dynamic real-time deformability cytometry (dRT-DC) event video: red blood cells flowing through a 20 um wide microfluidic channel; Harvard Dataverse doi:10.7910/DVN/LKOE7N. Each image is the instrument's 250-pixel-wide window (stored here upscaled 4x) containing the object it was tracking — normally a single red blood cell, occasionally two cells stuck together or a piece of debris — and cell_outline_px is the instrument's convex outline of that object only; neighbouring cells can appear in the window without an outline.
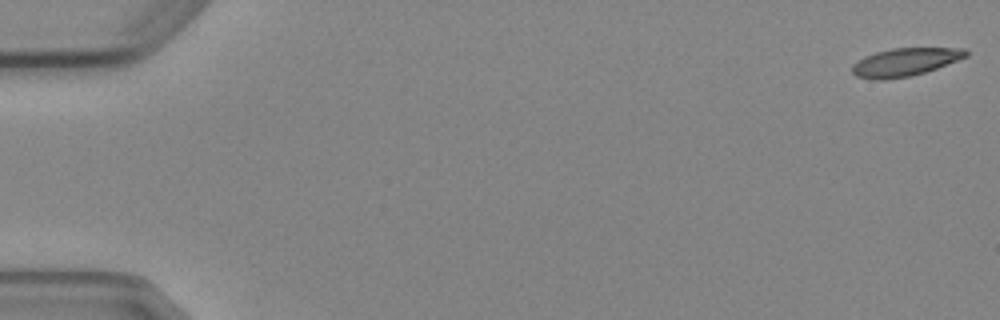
{"species": "Egyptian fruit bat (a non-hibernating species)", "species_latin": "Rousettus aegyptiacus", "temperature_condition": "cold", "stored_images_in_passage": 8, "camera_frame_rate_fps": 3000, "um_per_image_px": 0.085, "animal": {"sex": "female"}, "frame": {"image": 1, "passage_image": 1, "time_ms": 0.0, "image_size_px": [1000, 320], "cell_outline_px": [[968, 56], [936, 68], [924, 72], [908, 76], [884, 80], [876, 80], [856, 76], [852, 72], [852, 64], [864, 56], [876, 52], [892, 48], [964, 48], [968, 52]], "centroid_in_image_um": [76.9, 5.27], "position_along_channel_um": 8.1, "area_um2": 18.44}}
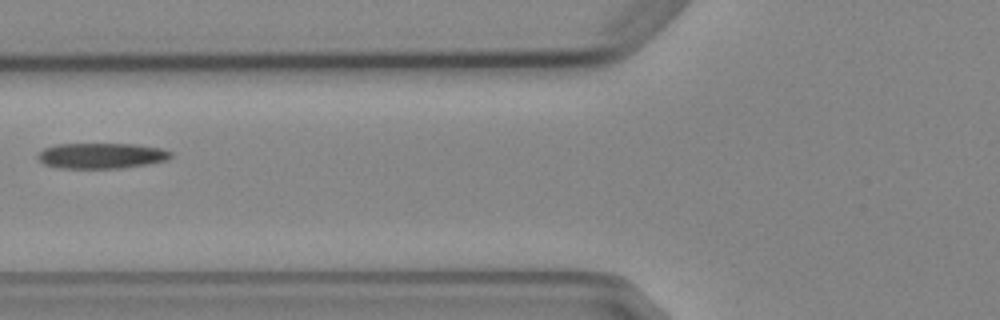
{"frame": {"image": 2, "passage_image": 6, "time_ms": 7.0, "image_size_px": [1000, 320], "cell_outline_px": [[172, 156], [164, 160], [148, 164], [120, 168], [56, 168], [44, 164], [36, 156], [44, 148], [56, 144], [136, 144], [160, 148], [172, 152]], "centroid_in_image_um": [8.59, 13.23], "position_along_channel_um": 117.2, "area_um2": 19.77}}
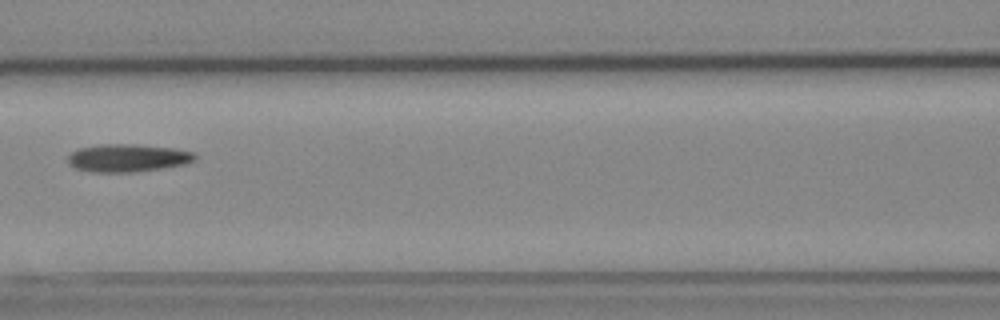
{"frame": {"image": 3, "passage_image": 7, "time_ms": 8.0, "image_size_px": [1000, 320], "cell_outline_px": [[196, 160], [184, 164], [160, 168], [132, 172], [92, 172], [72, 168], [68, 164], [68, 156], [72, 152], [80, 148], [100, 144], [132, 144], [172, 148], [196, 152]], "centroid_in_image_um": [10.83, 13.43], "position_along_channel_um": 155.8, "area_um2": 20.58}}